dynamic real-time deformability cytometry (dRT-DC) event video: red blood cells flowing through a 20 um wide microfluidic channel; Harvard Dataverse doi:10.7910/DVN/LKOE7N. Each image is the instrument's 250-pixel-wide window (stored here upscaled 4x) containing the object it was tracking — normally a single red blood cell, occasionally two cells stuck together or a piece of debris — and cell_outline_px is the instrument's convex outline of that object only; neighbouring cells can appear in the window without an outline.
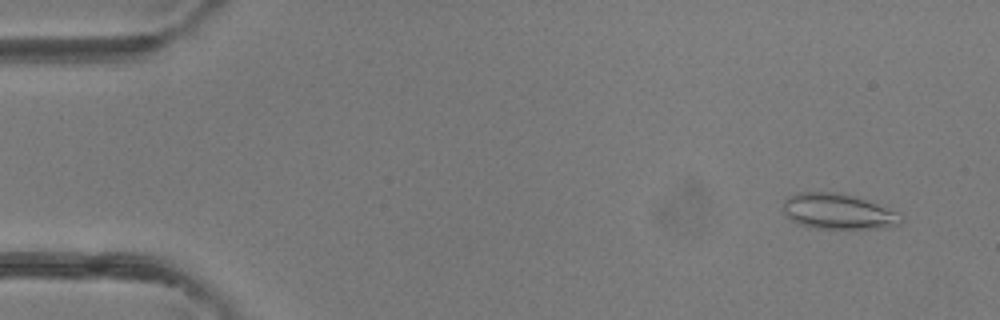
{"species": "common noctule bat (a hibernating species)", "species_latin": "Nyctalus noctula", "temperature_condition": "room temperature", "stored_images_in_passage": 4, "camera_frame_rate_fps": 3000, "um_per_image_px": 0.085, "animal": {"sex": "female"}, "frame": {"image": 1, "passage_image": 1, "time_ms": 0.0, "image_size_px": [1000, 320], "cell_outline_px": [[904, 220], [900, 224], [884, 228], [808, 228], [792, 220], [784, 212], [784, 200], [788, 196], [800, 192], [836, 192], [852, 196], [900, 212], [904, 216]], "centroid_in_image_um": [71.27, 17.98], "position_along_channel_um": 13.7, "area_um2": 24.28}}